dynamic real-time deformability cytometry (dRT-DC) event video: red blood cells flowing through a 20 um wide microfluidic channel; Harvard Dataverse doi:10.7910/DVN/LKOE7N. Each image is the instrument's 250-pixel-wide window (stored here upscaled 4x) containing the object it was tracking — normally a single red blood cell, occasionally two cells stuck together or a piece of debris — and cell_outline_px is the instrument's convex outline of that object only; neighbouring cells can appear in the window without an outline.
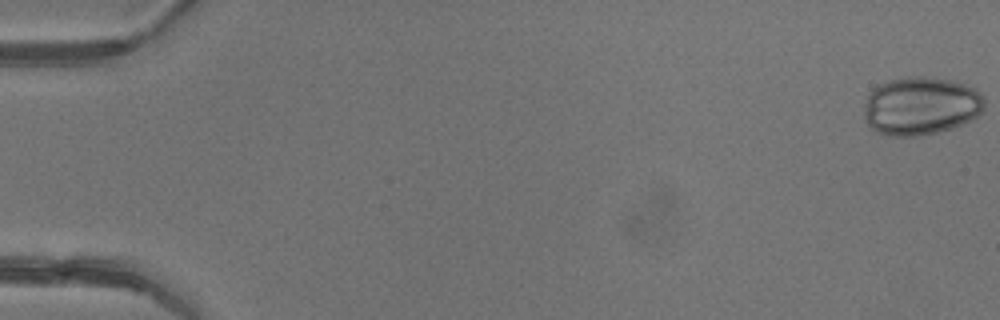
{"species": "common noctule bat (a hibernating species)", "species_latin": "Nyctalus noctula", "temperature_condition": "warm", "stored_images_in_passage": 5, "camera_frame_rate_fps": 3000, "um_per_image_px": 0.085, "animal": {"sex": "female"}, "frame": {"image": 1, "passage_image": 1, "time_ms": 0.0, "image_size_px": [1000, 320], "cell_outline_px": [[984, 108], [976, 116], [952, 128], [936, 132], [916, 136], [888, 136], [876, 132], [868, 124], [864, 116], [864, 108], [868, 92], [872, 88], [888, 80], [908, 76], [924, 76], [952, 80], [976, 88], [984, 96]], "centroid_in_image_um": [78.25, 8.98], "position_along_channel_um": 6.8, "area_um2": 41.1}}